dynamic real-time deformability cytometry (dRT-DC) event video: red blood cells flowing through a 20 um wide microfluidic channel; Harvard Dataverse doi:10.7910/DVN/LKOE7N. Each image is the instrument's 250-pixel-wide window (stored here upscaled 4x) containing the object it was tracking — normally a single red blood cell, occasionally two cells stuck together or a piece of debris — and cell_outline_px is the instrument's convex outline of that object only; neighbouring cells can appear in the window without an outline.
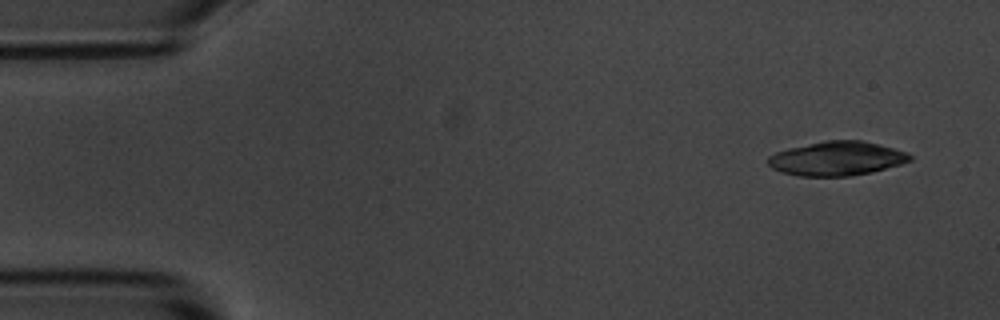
{"species": "common noctule bat (a hibernating species)", "species_latin": "Nyctalus noctula", "temperature_condition": "room temperature", "stored_images_in_passage": 10, "camera_frame_rate_fps": 3000, "um_per_image_px": 0.085, "animal": {"sex": "male", "body_mass_g": 20.1, "forearm_length_mm": 53.5}, "frame": {"image": 1, "passage_image": 1, "time_ms": 0.0, "image_size_px": [1000, 320], "cell_outline_px": [[912, 160], [900, 164], [872, 172], [848, 176], [796, 176], [780, 172], [772, 168], [768, 164], [768, 156], [776, 152], [788, 148], [824, 140], [860, 140], [908, 152], [912, 156]], "centroid_in_image_um": [71.1, 13.48], "position_along_channel_um": 13.9, "area_um2": 28.21}}
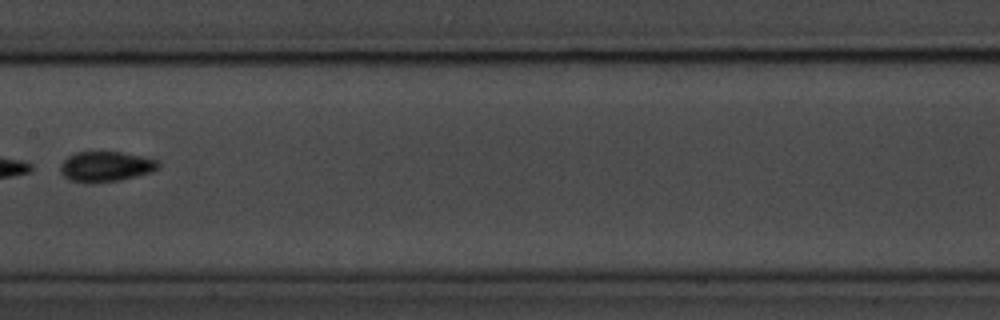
{"frame": {"image": 2, "passage_image": 7, "time_ms": 2.0, "image_size_px": [1000, 320], "cell_outline_px": [[160, 164], [156, 168], [148, 172], [120, 180], [68, 180], [60, 172], [60, 164], [68, 156], [76, 152], [120, 152], [140, 156], [156, 160]], "centroid_in_image_um": [8.95, 14.11], "position_along_channel_um": 198.5, "area_um2": 16.36}}